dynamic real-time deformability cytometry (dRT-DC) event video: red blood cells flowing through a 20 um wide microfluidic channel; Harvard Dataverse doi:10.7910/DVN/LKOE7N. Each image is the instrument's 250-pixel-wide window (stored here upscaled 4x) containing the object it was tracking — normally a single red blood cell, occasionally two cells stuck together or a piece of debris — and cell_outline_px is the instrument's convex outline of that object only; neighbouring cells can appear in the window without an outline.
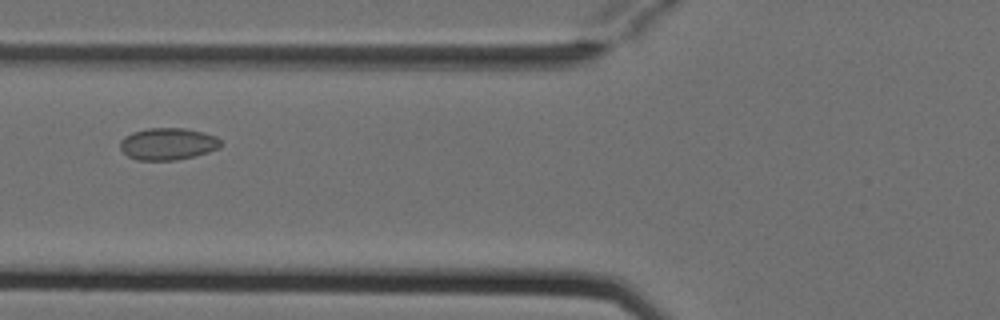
{"species": "Egyptian fruit bat (a non-hibernating species)", "species_latin": "Rousettus aegyptiacus", "temperature_condition": "cold", "stored_images_in_passage": 5, "camera_frame_rate_fps": 3000, "um_per_image_px": 0.085, "animal": {"sex": "female"}, "frame": {"image": 1, "passage_image": 5, "time_ms": 1.333, "image_size_px": [1000, 320], "cell_outline_px": [[224, 144], [220, 148], [196, 156], [176, 160], [136, 160], [128, 156], [120, 148], [120, 140], [124, 136], [132, 132], [148, 128], [184, 128], [204, 132], [216, 136]], "centroid_in_image_um": [14.29, 12.23], "position_along_channel_um": 111.5, "area_um2": 19.02}}